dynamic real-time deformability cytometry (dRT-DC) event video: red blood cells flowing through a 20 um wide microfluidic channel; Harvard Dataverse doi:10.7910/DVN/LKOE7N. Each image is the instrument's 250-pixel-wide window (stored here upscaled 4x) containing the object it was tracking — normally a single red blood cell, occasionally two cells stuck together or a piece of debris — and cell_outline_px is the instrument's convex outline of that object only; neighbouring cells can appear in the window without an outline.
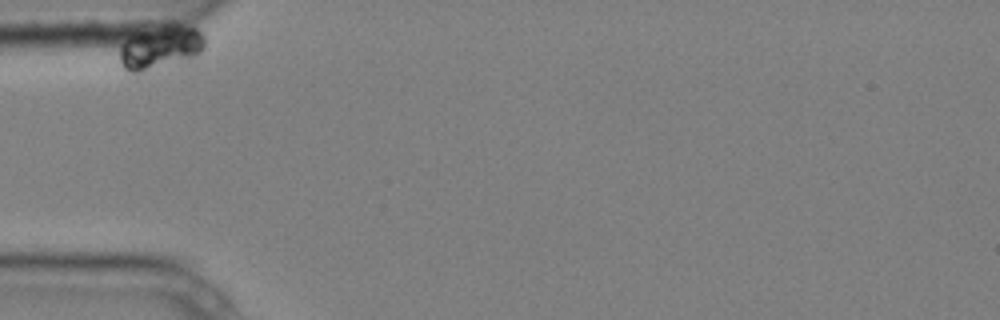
{"species": "common noctule bat (a hibernating species)", "species_latin": "Nyctalus noctula", "temperature_condition": "cold", "stored_images_in_passage": 6, "camera_frame_rate_fps": 3000, "um_per_image_px": 0.085, "animal": {"sex": "male", "body_mass_g": 20.4}, "frame": {"image": 1, "passage_image": 1, "time_ms": 0.0, "image_size_px": [1000, 320], "cell_outline_px": [[204, 48], [196, 56], [188, 60], [140, 76], [132, 76], [124, 68], [120, 60], [120, 44], [124, 40], [132, 36], [172, 20], [196, 28], [204, 36]], "centroid_in_image_um": [13.64, 4.07], "position_along_channel_um": 71.4, "area_um2": 22.83}}
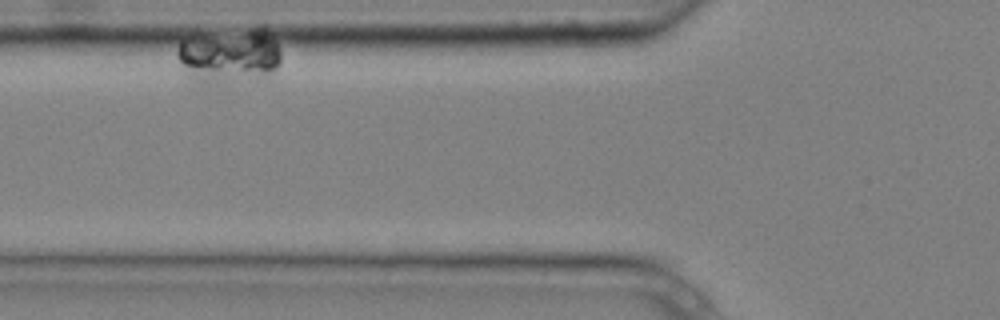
{"frame": {"image": 2, "passage_image": 3, "time_ms": 0.667, "image_size_px": [1000, 320], "cell_outline_px": [[280, 64], [272, 80], [220, 84], [200, 84], [188, 80], [176, 52], [180, 40], [256, 28], [264, 28], [280, 48]], "centroid_in_image_um": [19.56, 4.88], "position_along_channel_um": 106.2, "area_um2": 33.93}}
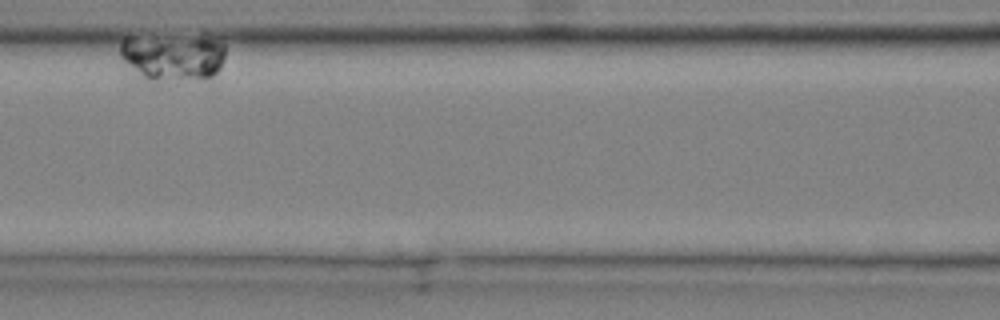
{"frame": {"image": 3, "passage_image": 5, "time_ms": 1.333, "image_size_px": [1000, 320], "cell_outline_px": [[224, 60], [220, 68], [208, 80], [156, 84], [148, 84], [120, 56], [120, 44], [124, 36], [128, 36], [212, 40], [224, 44]], "centroid_in_image_um": [14.64, 4.98], "position_along_channel_um": 152.0, "area_um2": 29.19}}